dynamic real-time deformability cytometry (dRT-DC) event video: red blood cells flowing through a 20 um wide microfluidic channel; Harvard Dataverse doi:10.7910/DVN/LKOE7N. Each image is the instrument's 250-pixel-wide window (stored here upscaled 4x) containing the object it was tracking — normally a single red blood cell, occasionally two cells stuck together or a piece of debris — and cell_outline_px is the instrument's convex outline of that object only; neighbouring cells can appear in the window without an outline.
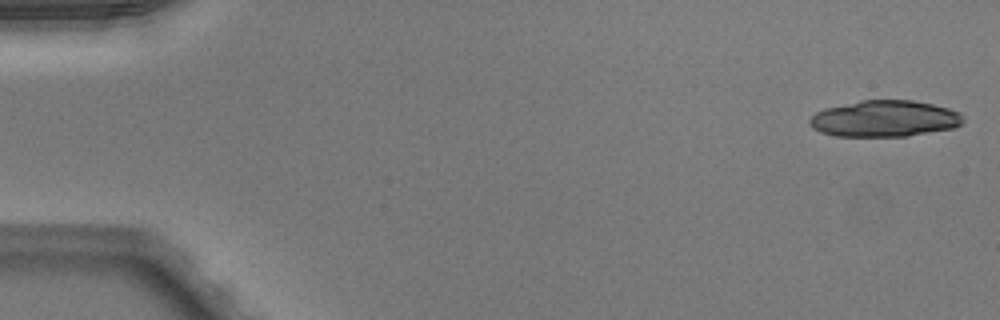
{"species": "Egyptian fruit bat (a non-hibernating species)", "species_latin": "Rousettus aegyptiacus", "temperature_condition": "warm", "stored_images_in_passage": 20, "camera_frame_rate_fps": 3000, "um_per_image_px": 0.085, "animal": {"sex": "male"}, "frame": {"image": 1, "passage_image": 1, "time_ms": 0.0, "image_size_px": [1000, 320], "cell_outline_px": [[964, 120], [960, 124], [952, 128], [908, 136], [836, 136], [820, 132], [812, 128], [808, 124], [808, 120], [816, 112], [824, 108], [860, 100], [912, 100], [932, 104], [948, 108], [960, 112], [964, 116]], "centroid_in_image_um": [75.16, 10.08], "position_along_channel_um": 9.8, "area_um2": 32.66}}